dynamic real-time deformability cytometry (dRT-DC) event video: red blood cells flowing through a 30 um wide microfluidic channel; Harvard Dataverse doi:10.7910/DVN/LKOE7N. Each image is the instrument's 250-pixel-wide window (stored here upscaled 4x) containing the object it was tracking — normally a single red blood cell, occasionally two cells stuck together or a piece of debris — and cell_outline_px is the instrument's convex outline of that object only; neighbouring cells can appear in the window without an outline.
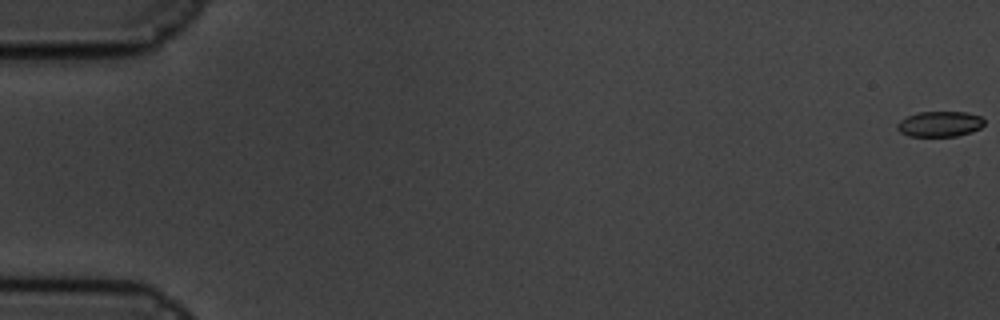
{"species": "common noctule bat (a hibernating species)", "species_latin": "Nyctalus noctula", "temperature_condition": "cold", "stored_images_in_passage": 52, "camera_frame_rate_fps": 3000, "um_per_image_px": 0.085, "animal": {"sex": "male", "body_mass_g": 19.5, "forearm_length_mm": 54.6}, "frame": {"image": 1, "passage_image": 1, "time_ms": 0.0, "image_size_px": [1000, 320], "cell_outline_px": [[984, 124], [980, 128], [972, 132], [956, 136], [908, 136], [900, 132], [896, 128], [896, 124], [900, 120], [908, 116], [920, 112], [968, 112], [980, 116], [984, 120]], "centroid_in_image_um": [79.88, 10.54], "position_along_channel_um": 5.1, "area_um2": 12.95}}
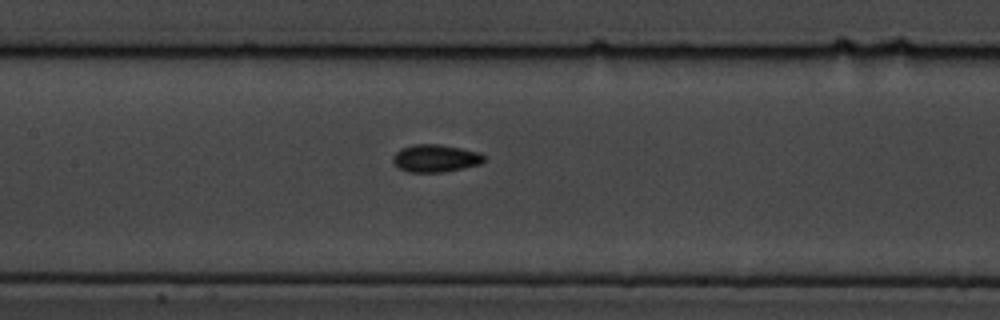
{"frame": {"image": 2, "passage_image": 30, "time_ms": 9.667, "image_size_px": [1000, 320], "cell_outline_px": [[484, 160], [480, 164], [464, 168], [444, 172], [408, 172], [400, 168], [392, 160], [392, 156], [400, 148], [412, 144], [440, 144], [480, 152], [484, 156]], "centroid_in_image_um": [37.0, 13.45], "position_along_channel_um": 170.4, "area_um2": 14.68}}
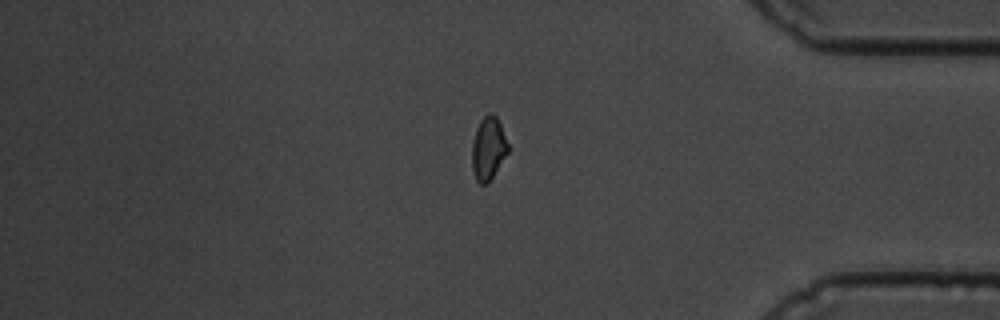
{"frame": {"image": 3, "passage_image": 52, "time_ms": 17.0, "image_size_px": [1000, 320], "cell_outline_px": [[508, 152], [488, 184], [480, 184], [476, 180], [472, 168], [472, 144], [476, 128], [480, 120], [488, 112], [492, 112], [496, 116], [500, 124], [508, 144]], "centroid_in_image_um": [41.49, 12.61], "position_along_channel_um": 393.7, "area_um2": 13.24}, "authors_computed_cell_mechanics": {"area_um2": 13.8142, "velocity_mm_per_s": 3.3627, "shape_relaxation_time_tau1_ms": 3.2699, "shape_relaxation_time_tau2_ms": 4.1839, "deformation_change_tau1": 0.0698, "deformation_change_tau2": 0.0821}}